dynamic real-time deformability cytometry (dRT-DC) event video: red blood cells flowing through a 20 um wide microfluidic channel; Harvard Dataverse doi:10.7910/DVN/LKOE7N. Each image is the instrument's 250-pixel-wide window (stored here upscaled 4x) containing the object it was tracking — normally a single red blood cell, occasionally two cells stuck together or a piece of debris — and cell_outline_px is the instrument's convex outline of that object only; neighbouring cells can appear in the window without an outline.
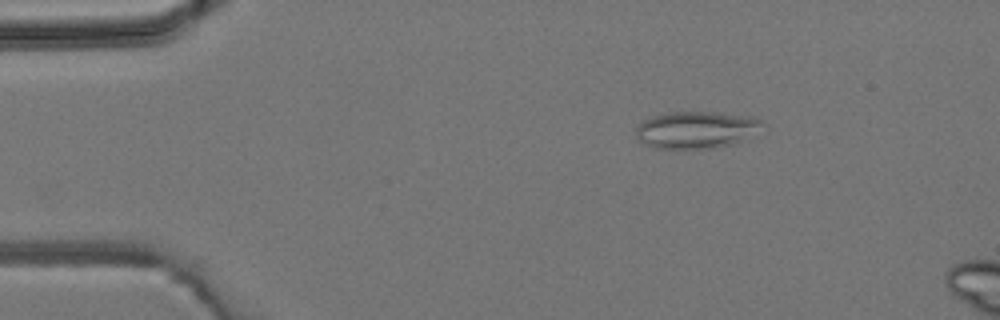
{"species": "common noctule bat (a hibernating species)", "species_latin": "Nyctalus noctula", "temperature_condition": "room temperature", "stored_images_in_passage": 4, "camera_frame_rate_fps": 3000, "um_per_image_px": 0.085, "animal": {"sex": "male", "body_mass_g": 19.2, "forearm_length_mm": 51.8}, "frame": {"image": 1, "passage_image": 2, "time_ms": 1.667, "image_size_px": [1000, 320], "cell_outline_px": [[764, 124], [740, 140], [732, 144], [712, 148], [656, 148], [644, 144], [636, 136], [636, 124], [652, 116], [664, 112], [712, 112], [752, 116], [760, 120]], "centroid_in_image_um": [59.08, 11.02], "position_along_channel_um": 25.9, "area_um2": 26.93}}